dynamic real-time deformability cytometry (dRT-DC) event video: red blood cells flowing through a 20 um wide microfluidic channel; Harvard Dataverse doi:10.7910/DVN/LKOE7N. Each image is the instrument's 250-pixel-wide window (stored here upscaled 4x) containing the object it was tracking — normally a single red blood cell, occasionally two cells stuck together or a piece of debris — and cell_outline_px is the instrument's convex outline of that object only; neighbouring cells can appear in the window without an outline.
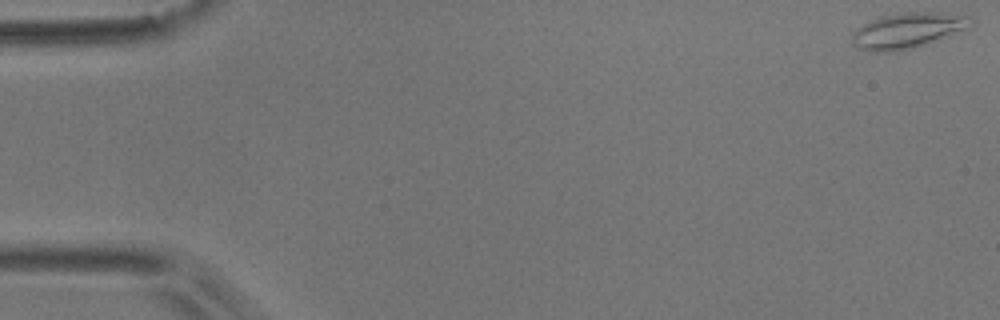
{"species": "common noctule bat (a hibernating species)", "species_latin": "Nyctalus noctula", "temperature_condition": "room temperature", "stored_images_in_passage": 54, "camera_frame_rate_fps": 3000, "um_per_image_px": 0.085, "animal": {"sex": "male", "body_mass_g": 17.9}, "frame": {"image": 1, "passage_image": 1, "time_ms": 0.0, "image_size_px": [1000, 320], "cell_outline_px": [[972, 24], [948, 36], [912, 48], [888, 52], [868, 52], [852, 44], [852, 32], [856, 28], [880, 16], [904, 12], [936, 12], [972, 16]], "centroid_in_image_um": [77.1, 2.59], "position_along_channel_um": 7.9, "area_um2": 24.33}}
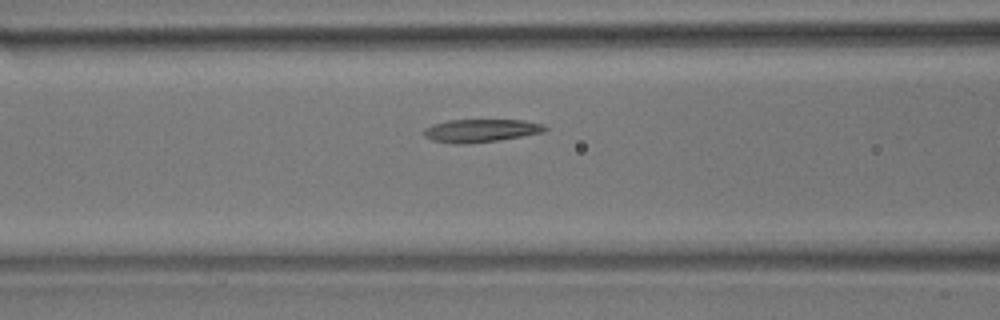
{"frame": {"image": 2, "passage_image": 22, "time_ms": 7.0, "image_size_px": [1000, 320], "cell_outline_px": [[548, 128], [544, 132], [500, 140], [468, 144], [452, 144], [432, 140], [424, 136], [424, 128], [432, 124], [448, 120], [524, 120], [540, 124]], "centroid_in_image_um": [40.83, 11.11], "position_along_channel_um": 125.8, "area_um2": 16.3}}
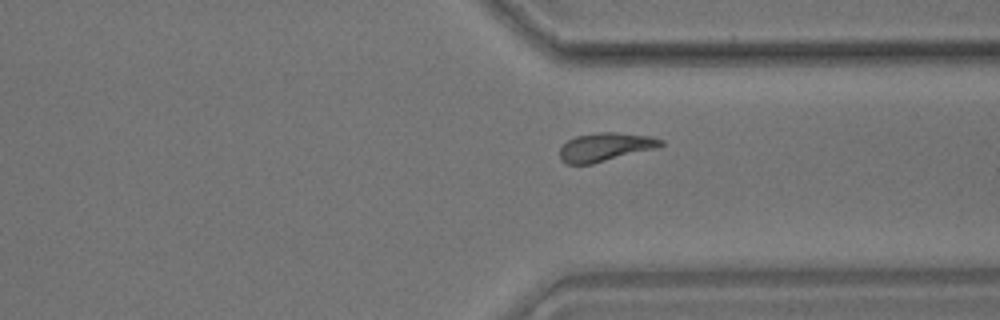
{"frame": {"image": 3, "passage_image": 41, "time_ms": 13.333, "image_size_px": [1000, 320], "cell_outline_px": [[664, 144], [660, 148], [592, 164], [564, 164], [560, 160], [560, 148], [568, 140], [576, 136], [600, 132], [616, 132], [652, 136], [664, 140]], "centroid_in_image_um": [51.5, 12.5], "position_along_channel_um": 359.9, "area_um2": 17.11}, "authors_computed_cell_mechanics": {"area_um2": 16.6464, "velocity_mm_per_s": 3.6954, "shape_relaxation_time_tau1_ms": 5.077, "shape_relaxation_time_tau2_ms": 2.6124, "deformation_change_tau1": 0.1792, "deformation_change_tau2": 0.1037}}